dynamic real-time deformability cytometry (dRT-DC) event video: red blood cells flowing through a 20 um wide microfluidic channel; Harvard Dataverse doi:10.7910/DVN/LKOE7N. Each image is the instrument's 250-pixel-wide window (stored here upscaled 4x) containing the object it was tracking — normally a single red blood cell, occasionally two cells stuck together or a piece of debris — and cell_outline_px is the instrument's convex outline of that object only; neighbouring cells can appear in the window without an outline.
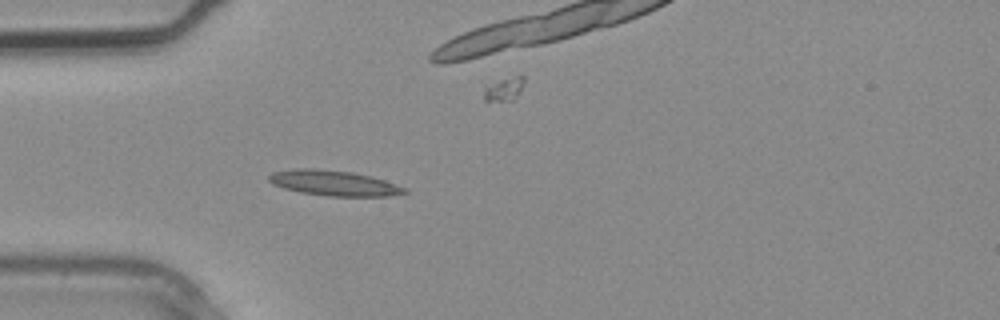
{"species": "common noctule bat (a hibernating species)", "species_latin": "Nyctalus noctula", "temperature_condition": "warm", "stored_images_in_passage": 3, "camera_frame_rate_fps": 3000, "um_per_image_px": 0.085, "animal": {"sex": "male", "body_mass_g": 20.4}, "frame": {"image": 1, "passage_image": 3, "time_ms": 0.667, "image_size_px": [1000, 320], "cell_outline_px": [[408, 192], [388, 196], [328, 196], [300, 192], [284, 188], [272, 184], [268, 180], [268, 176], [272, 172], [296, 168], [312, 168], [352, 172], [372, 176], [408, 188]], "centroid_in_image_um": [28.38, 15.56], "position_along_channel_um": 56.6, "area_um2": 20.06}}